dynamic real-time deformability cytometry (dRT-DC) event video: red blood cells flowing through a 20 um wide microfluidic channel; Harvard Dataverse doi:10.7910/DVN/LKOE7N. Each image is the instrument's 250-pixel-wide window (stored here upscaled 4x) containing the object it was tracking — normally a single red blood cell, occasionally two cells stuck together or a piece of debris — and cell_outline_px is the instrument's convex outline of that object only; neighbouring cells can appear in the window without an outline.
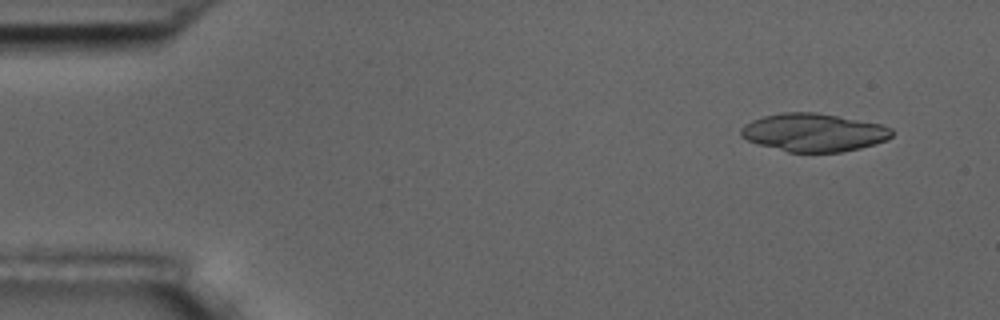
{"species": "common noctule bat (a hibernating species)", "species_latin": "Nyctalus noctula", "temperature_condition": "room temperature", "stored_images_in_passage": 5, "camera_frame_rate_fps": 3000, "um_per_image_px": 0.085, "animal": {"sex": "male", "body_mass_g": 17.5, "forearm_length_mm": 52.3}, "frame": {"image": 1, "passage_image": 1, "time_ms": 0.0, "image_size_px": [1000, 320], "cell_outline_px": [[892, 136], [888, 140], [860, 148], [840, 152], [788, 152], [760, 144], [748, 140], [740, 136], [740, 128], [744, 124], [752, 120], [764, 116], [780, 112], [816, 112], [880, 124], [892, 128]], "centroid_in_image_um": [69.15, 11.25], "position_along_channel_um": 15.8, "area_um2": 33.41}}